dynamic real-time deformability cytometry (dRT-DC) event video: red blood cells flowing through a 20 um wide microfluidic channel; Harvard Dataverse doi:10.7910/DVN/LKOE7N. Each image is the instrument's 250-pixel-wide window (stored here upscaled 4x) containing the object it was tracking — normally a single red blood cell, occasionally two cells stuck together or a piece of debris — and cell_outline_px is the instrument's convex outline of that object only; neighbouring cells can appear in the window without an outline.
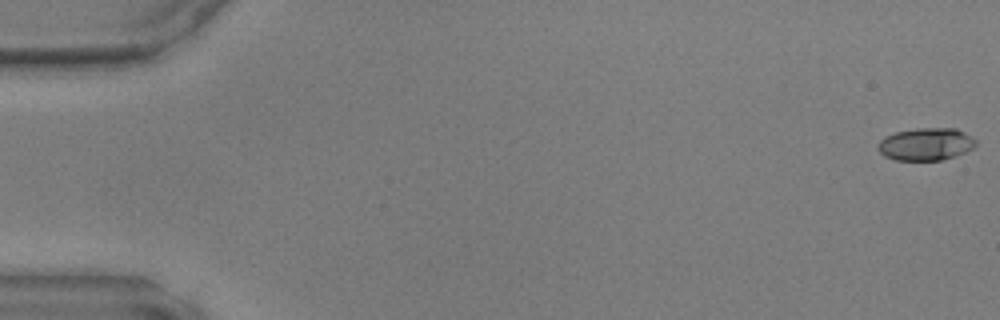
{"species": "common noctule bat (a hibernating species)", "species_latin": "Nyctalus noctula", "temperature_condition": "warm", "stored_images_in_passage": 48, "camera_frame_rate_fps": 3000, "um_per_image_px": 0.085, "animal": {"sex": "male", "body_mass_g": 17.9, "forearm_length_mm": 54.2}, "frame": {"image": 1, "passage_image": 1, "time_ms": 0.0, "image_size_px": [1000, 320], "cell_outline_px": [[976, 144], [972, 148], [964, 152], [940, 160], [896, 160], [884, 156], [876, 148], [876, 144], [884, 136], [896, 132], [916, 128], [956, 128], [976, 140]], "centroid_in_image_um": [78.64, 12.24], "position_along_channel_um": 6.4, "area_um2": 18.44}}
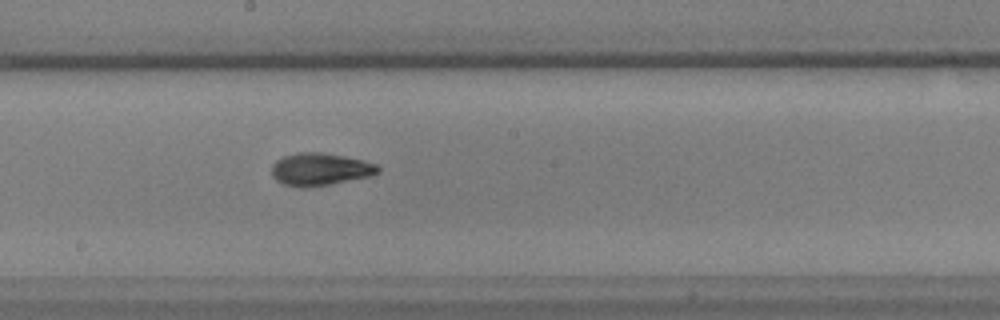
{"frame": {"image": 2, "passage_image": 27, "time_ms": 8.667, "image_size_px": [1000, 320], "cell_outline_px": [[380, 172], [372, 176], [328, 184], [304, 188], [284, 184], [276, 180], [272, 176], [272, 164], [276, 160], [284, 156], [300, 152], [320, 152], [344, 156], [364, 160], [376, 164], [380, 168]], "centroid_in_image_um": [27.22, 14.38], "position_along_channel_um": 221.0, "area_um2": 20.11}}
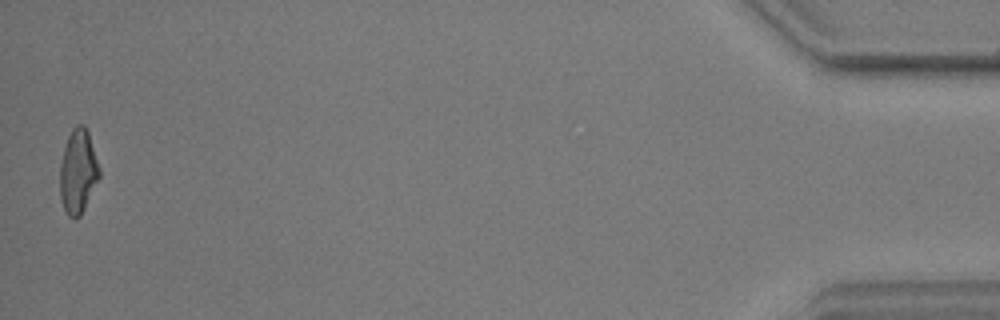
{"frame": {"image": 3, "passage_image": 48, "time_ms": 15.667, "image_size_px": [1000, 320], "cell_outline_px": [[100, 176], [80, 216], [68, 216], [60, 200], [60, 164], [64, 148], [68, 136], [72, 128], [76, 124], [84, 124], [88, 132], [100, 168]], "centroid_in_image_um": [6.63, 14.54], "position_along_channel_um": 428.6, "area_um2": 19.13}}